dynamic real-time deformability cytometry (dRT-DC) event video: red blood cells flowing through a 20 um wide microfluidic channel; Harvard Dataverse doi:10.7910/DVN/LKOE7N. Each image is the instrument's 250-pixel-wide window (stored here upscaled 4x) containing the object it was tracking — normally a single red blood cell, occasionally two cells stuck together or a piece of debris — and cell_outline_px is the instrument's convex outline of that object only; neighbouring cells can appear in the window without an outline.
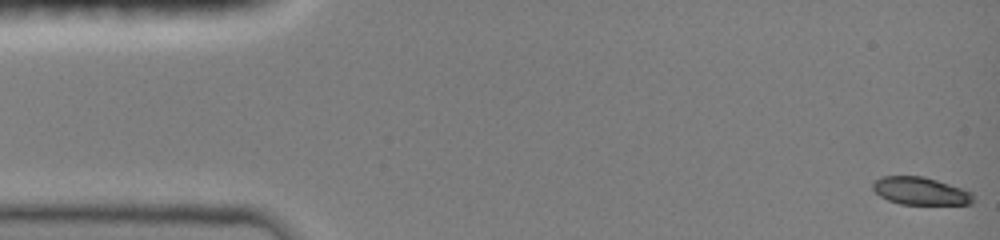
{"species": "common noctule bat (a hibernating species)", "species_latin": "Nyctalus noctula", "temperature_condition": "room temperature", "stored_images_in_passage": 48, "camera_frame_rate_fps": 3000, "um_per_image_px": 0.085, "animal": {"sex": "female", "body_mass_g": 19.0, "forearm_length_mm": 51.5}, "frame": {"image": 1, "passage_image": 1, "time_ms": 0.0, "image_size_px": [1000, 240], "cell_outline_px": [[976, 200], [972, 204], [900, 204], [888, 200], [880, 196], [872, 188], [872, 184], [880, 176], [924, 176], [972, 192]], "centroid_in_image_um": [78.25, 16.24], "position_along_channel_um": 6.8, "area_um2": 16.18}}
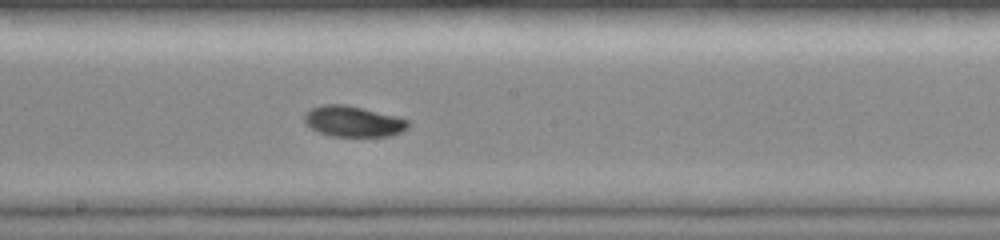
{"frame": {"image": 2, "passage_image": 26, "time_ms": 8.333, "image_size_px": [1000, 240], "cell_outline_px": [[408, 128], [392, 136], [332, 136], [320, 132], [312, 128], [304, 120], [304, 112], [320, 104], [344, 104], [396, 116], [408, 120]], "centroid_in_image_um": [30.01, 10.31], "position_along_channel_um": 218.2, "area_um2": 18.44}}
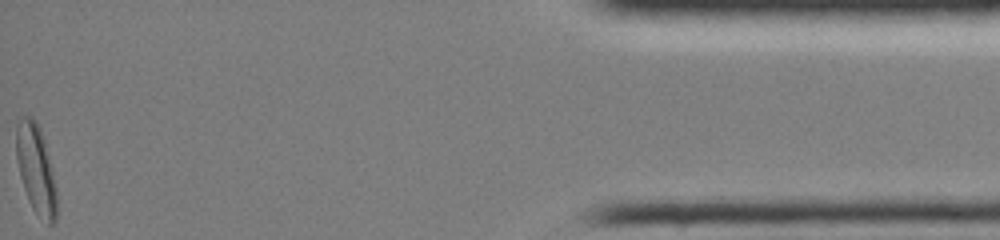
{"frame": {"image": 3, "passage_image": 48, "time_ms": 15.667, "image_size_px": [1000, 240], "cell_outline_px": [[56, 220], [52, 224], [48, 224], [32, 208], [28, 200], [20, 176], [16, 156], [16, 124], [24, 116], [32, 116], [36, 120], [40, 128], [44, 140], [56, 188]], "centroid_in_image_um": [3.04, 14.36], "position_along_channel_um": 432.2, "area_um2": 20.69}, "authors_computed_cell_mechanics": {"area_um2": 18.0914, "velocity_mm_per_s": 4.0521, "shape_relaxation_time_tau1_ms": 4.0314, "shape_relaxation_time_tau2_ms": null, "deformation_change_tau1": 0.1268, "deformation_change_tau2": null}}